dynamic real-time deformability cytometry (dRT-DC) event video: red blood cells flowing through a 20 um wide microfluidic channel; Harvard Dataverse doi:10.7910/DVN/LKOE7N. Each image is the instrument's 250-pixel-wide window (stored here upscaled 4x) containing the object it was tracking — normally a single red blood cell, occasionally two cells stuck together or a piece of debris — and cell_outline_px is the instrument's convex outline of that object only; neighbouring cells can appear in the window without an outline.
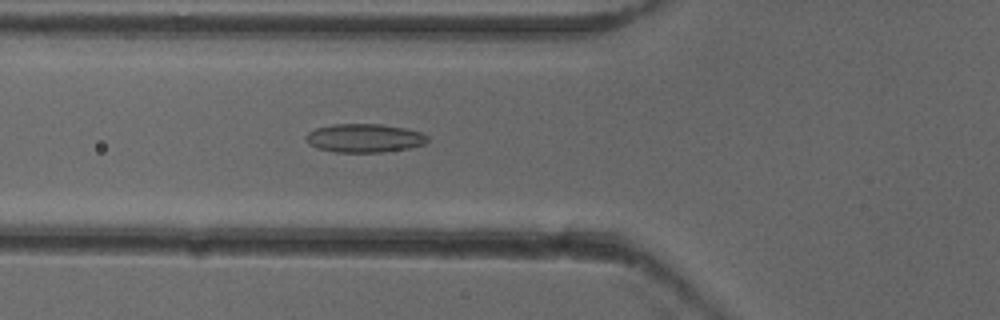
{"species": "common noctule bat (a hibernating species)", "species_latin": "Nyctalus noctula", "temperature_condition": "cold", "stored_images_in_passage": 36, "camera_frame_rate_fps": 3000, "um_per_image_px": 0.085, "animal": {"sex": "female"}, "frame": {"image": 1, "passage_image": 3, "time_ms": 0.667, "image_size_px": [1000, 320], "cell_outline_px": [[428, 140], [424, 144], [408, 148], [380, 152], [336, 152], [316, 148], [308, 144], [304, 136], [308, 132], [316, 128], [332, 124], [380, 124], [404, 128], [424, 132], [428, 136]], "centroid_in_image_um": [30.95, 11.73], "position_along_channel_um": 94.8, "area_um2": 20.35}}
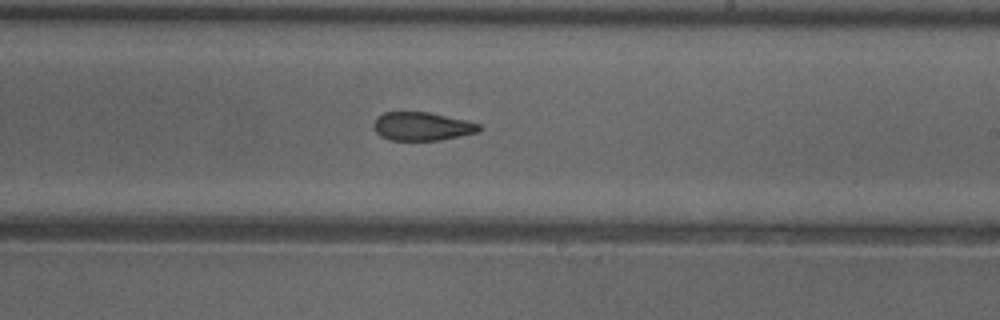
{"frame": {"image": 2, "passage_image": 15, "time_ms": 4.667, "image_size_px": [1000, 320], "cell_outline_px": [[484, 128], [476, 132], [460, 136], [440, 140], [388, 140], [380, 136], [376, 132], [372, 124], [376, 116], [384, 112], [428, 112], [468, 120], [480, 124]], "centroid_in_image_um": [35.86, 10.73], "position_along_channel_um": 253.1, "area_um2": 17.69}}
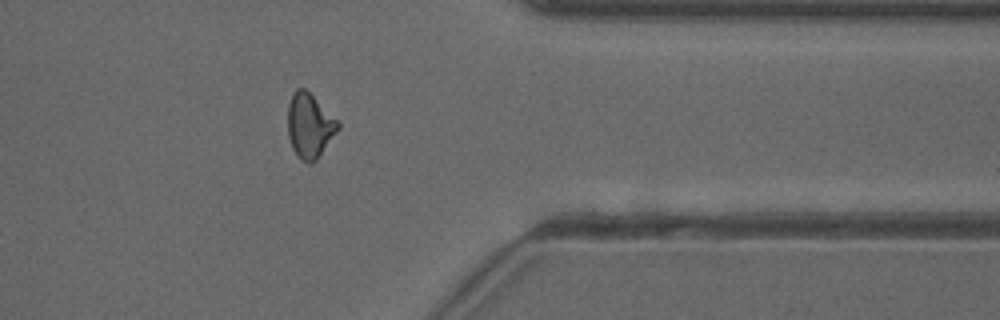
{"frame": {"image": 3, "passage_image": 26, "time_ms": 8.333, "image_size_px": [1000, 320], "cell_outline_px": [[340, 128], [316, 160], [312, 164], [308, 164], [300, 160], [292, 148], [288, 136], [288, 104], [292, 92], [296, 88], [304, 88], [340, 124]], "centroid_in_image_um": [26.28, 10.72], "position_along_channel_um": 385.1, "area_um2": 18.67}, "authors_computed_cell_mechanics": {"area_um2": 18.4382, "velocity_mm_per_s": 3.9442, "shape_relaxation_time_tau1_ms": null, "shape_relaxation_time_tau2_ms": 3.2287, "deformation_change_tau1": null, "deformation_change_tau2": 0.0997}}